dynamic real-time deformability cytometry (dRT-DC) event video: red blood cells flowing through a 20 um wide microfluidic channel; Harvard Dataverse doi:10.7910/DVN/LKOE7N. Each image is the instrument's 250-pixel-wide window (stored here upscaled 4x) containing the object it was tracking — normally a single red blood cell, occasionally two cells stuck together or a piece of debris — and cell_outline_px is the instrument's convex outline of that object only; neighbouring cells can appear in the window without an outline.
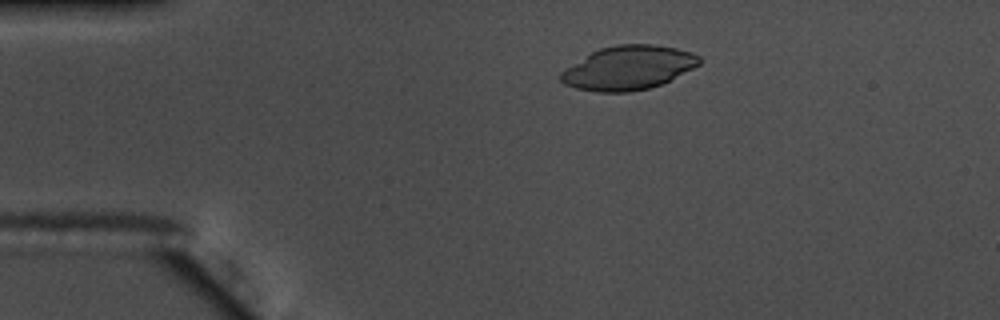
{"species": "common noctule bat (a hibernating species)", "species_latin": "Nyctalus noctula", "temperature_condition": "warm", "stored_images_in_passage": 51, "camera_frame_rate_fps": 3000, "um_per_image_px": 0.085, "animal": {"sex": "male", "body_mass_g": 17.5, "forearm_length_mm": 52.3}, "frame": {"image": 1, "passage_image": 7, "time_ms": 2.0, "image_size_px": [1000, 320], "cell_outline_px": [[700, 64], [660, 84], [648, 88], [628, 92], [596, 92], [576, 88], [564, 84], [560, 80], [560, 72], [592, 52], [600, 48], [616, 44], [652, 44], [676, 48], [692, 52], [700, 56]], "centroid_in_image_um": [53.39, 5.76], "position_along_channel_um": 31.6, "area_um2": 35.08}}